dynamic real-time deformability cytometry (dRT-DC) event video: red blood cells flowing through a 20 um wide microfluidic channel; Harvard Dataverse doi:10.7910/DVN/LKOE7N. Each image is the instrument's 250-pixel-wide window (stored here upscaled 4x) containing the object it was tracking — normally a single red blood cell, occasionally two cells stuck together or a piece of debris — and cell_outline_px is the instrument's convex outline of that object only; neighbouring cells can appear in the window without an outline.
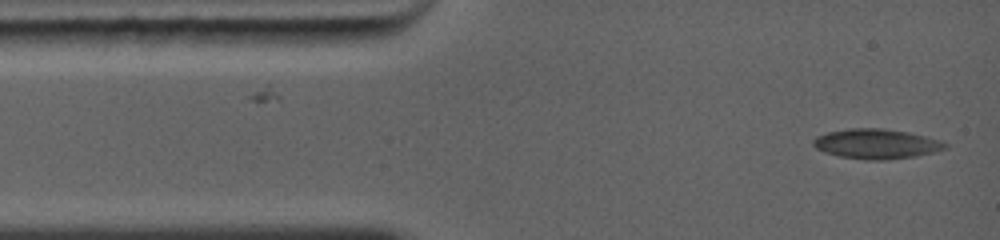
{"species": "common noctule bat (a hibernating species)", "species_latin": "Nyctalus noctula", "temperature_condition": "warm", "stored_images_in_passage": 28, "camera_frame_rate_fps": 5000, "um_per_image_px": 0.085, "animal": {"sex": "female", "body_mass_g": 19.0, "forearm_length_mm": 56.7}, "frame": {"image": 1, "passage_image": 1, "time_ms": 0.0, "image_size_px": [1000, 240], "cell_outline_px": [[948, 148], [916, 156], [884, 160], [864, 160], [840, 156], [824, 152], [816, 148], [812, 144], [812, 140], [816, 136], [828, 132], [848, 128], [880, 128], [908, 132], [944, 140], [948, 144]], "centroid_in_image_um": [74.51, 12.22], "position_along_channel_um": 10.5, "area_um2": 23.12}}
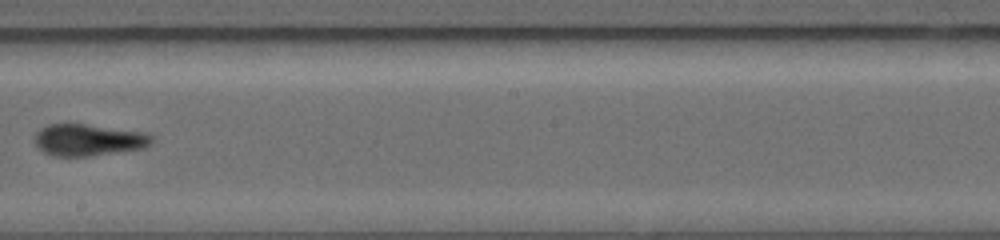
{"frame": {"image": 2, "passage_image": 13, "time_ms": 6.6, "image_size_px": [1000, 240], "cell_outline_px": [[156, 140], [152, 144], [144, 148], [120, 152], [92, 156], [52, 156], [36, 148], [36, 132], [52, 124], [80, 124], [136, 132], [152, 136]], "centroid_in_image_um": [7.51, 11.93], "position_along_channel_um": 240.7, "area_um2": 21.21}}
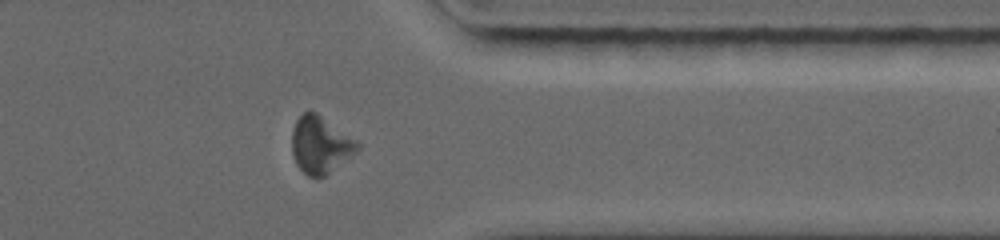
{"frame": {"image": 3, "passage_image": 20, "time_ms": 10.0, "image_size_px": [1000, 240], "cell_outline_px": [[360, 148], [356, 152], [324, 176], [308, 176], [296, 164], [292, 152], [292, 128], [296, 120], [304, 112], [316, 112], [360, 144]], "centroid_in_image_um": [27.2, 12.31], "position_along_channel_um": 384.2, "area_um2": 21.21}, "authors_computed_cell_mechanics": {"area_um2": 21.2126, "velocity_mm_per_s": 4.3746, "shape_relaxation_time_tau1_ms": 10.7138, "shape_relaxation_time_tau2_ms": 3.658, "deformation_change_tau1": 0.3032, "deformation_change_tau2": 0.1037}}